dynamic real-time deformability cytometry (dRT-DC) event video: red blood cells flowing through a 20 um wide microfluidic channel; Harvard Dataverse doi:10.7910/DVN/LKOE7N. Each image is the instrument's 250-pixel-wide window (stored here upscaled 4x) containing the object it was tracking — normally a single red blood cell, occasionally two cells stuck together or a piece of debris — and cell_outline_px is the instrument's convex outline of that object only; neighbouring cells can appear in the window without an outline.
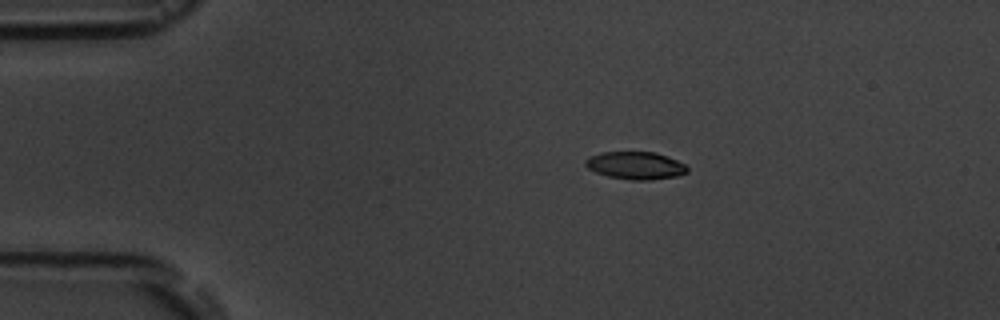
{"species": "common noctule bat (a hibernating species)", "species_latin": "Nyctalus noctula", "temperature_condition": "room temperature", "stored_images_in_passage": 6, "camera_frame_rate_fps": 3000, "um_per_image_px": 0.085, "animal": {"sex": "male", "body_mass_g": 19.5, "forearm_length_mm": 54.6}, "frame": {"image": 1, "passage_image": 2, "time_ms": 2.0, "image_size_px": [1000, 320], "cell_outline_px": [[688, 172], [676, 176], [648, 180], [632, 180], [608, 176], [596, 172], [588, 168], [584, 164], [584, 160], [588, 156], [600, 152], [656, 152], [676, 160], [684, 164], [688, 168]], "centroid_in_image_um": [53.98, 14.06], "position_along_channel_um": 31.0, "area_um2": 16.36}}
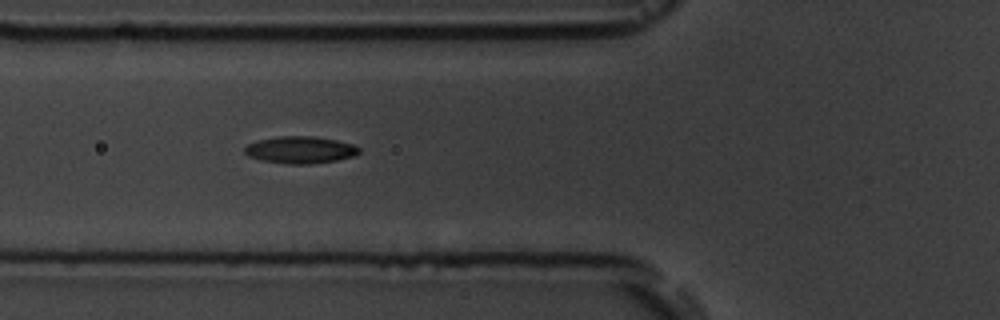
{"frame": {"image": 2, "passage_image": 5, "time_ms": 5.333, "image_size_px": [1000, 320], "cell_outline_px": [[360, 152], [352, 156], [336, 160], [308, 164], [288, 164], [260, 160], [248, 156], [244, 152], [244, 148], [248, 144], [256, 140], [280, 136], [312, 136], [336, 140], [352, 144], [360, 148]], "centroid_in_image_um": [25.48, 12.73], "position_along_channel_um": 100.3, "area_um2": 17.98}}
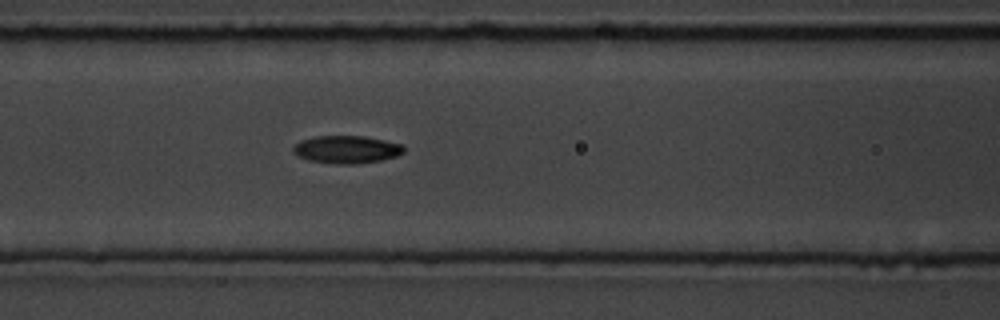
{"frame": {"image": 3, "passage_image": 6, "time_ms": 6.333, "image_size_px": [1000, 320], "cell_outline_px": [[404, 152], [396, 156], [380, 160], [356, 164], [336, 164], [308, 160], [292, 152], [292, 148], [300, 140], [316, 136], [364, 136], [384, 140], [400, 144], [404, 148]], "centroid_in_image_um": [29.44, 12.7], "position_along_channel_um": 137.2, "area_um2": 17.74}}